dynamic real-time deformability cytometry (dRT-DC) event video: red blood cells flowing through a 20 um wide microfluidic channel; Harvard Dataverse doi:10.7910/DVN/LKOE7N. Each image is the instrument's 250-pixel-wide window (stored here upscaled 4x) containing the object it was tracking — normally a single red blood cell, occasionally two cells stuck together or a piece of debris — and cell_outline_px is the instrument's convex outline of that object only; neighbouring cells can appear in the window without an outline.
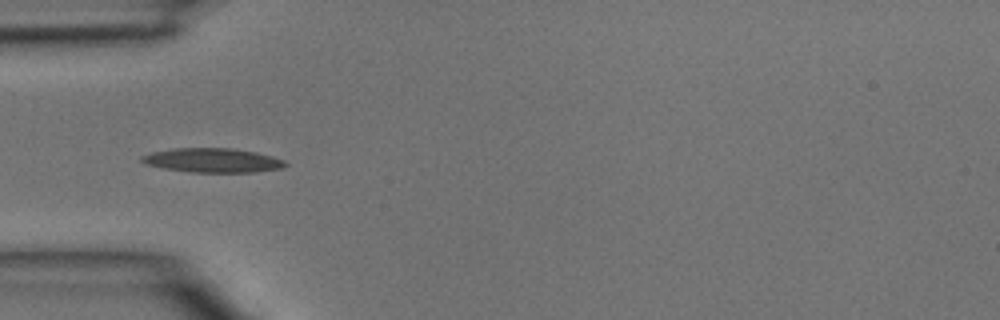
{"species": "common noctule bat (a hibernating species)", "species_latin": "Nyctalus noctula", "temperature_condition": "room temperature", "stored_images_in_passage": 19, "camera_frame_rate_fps": 3000, "um_per_image_px": 0.085, "animal": {"sex": "male", "body_mass_g": 15.6}, "frame": {"image": 1, "passage_image": 9, "time_ms": 2.667, "image_size_px": [1000, 320], "cell_outline_px": [[288, 164], [284, 168], [256, 172], [188, 172], [164, 168], [144, 164], [140, 160], [140, 156], [152, 152], [172, 148], [232, 148], [256, 152], [272, 156], [284, 160]], "centroid_in_image_um": [18.07, 13.63], "position_along_channel_um": 66.9, "area_um2": 20.46}}
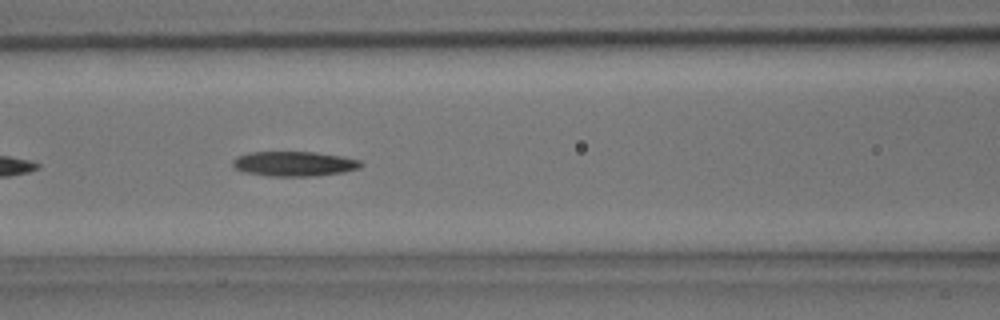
{"frame": {"image": 2, "passage_image": 14, "time_ms": 4.333, "image_size_px": [1000, 320], "cell_outline_px": [[364, 164], [360, 168], [344, 172], [316, 176], [268, 176], [244, 172], [236, 168], [232, 164], [232, 160], [236, 156], [248, 152], [316, 152], [340, 156], [360, 160]], "centroid_in_image_um": [25.0, 13.92], "position_along_channel_um": 141.6, "area_um2": 18.67}}